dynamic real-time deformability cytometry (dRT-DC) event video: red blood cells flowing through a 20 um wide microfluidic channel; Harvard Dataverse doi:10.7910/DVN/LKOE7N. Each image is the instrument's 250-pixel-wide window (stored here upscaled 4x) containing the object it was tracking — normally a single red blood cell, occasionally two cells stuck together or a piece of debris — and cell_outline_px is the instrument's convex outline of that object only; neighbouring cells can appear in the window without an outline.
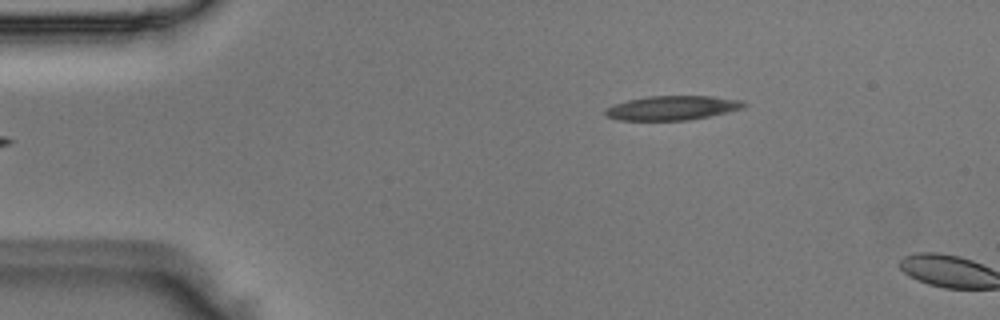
{"species": "Egyptian fruit bat (a non-hibernating species)", "species_latin": "Rousettus aegyptiacus", "temperature_condition": "room temperature", "stored_images_in_passage": 2, "camera_frame_rate_fps": 3000, "um_per_image_px": 0.085, "animal": {"sex": "male"}, "frame": {"image": 1, "passage_image": 2, "time_ms": 0.333, "image_size_px": [1000, 320], "cell_outline_px": [[748, 104], [744, 108], [708, 116], [688, 120], [616, 120], [604, 116], [604, 108], [628, 100], [648, 96], [712, 96], [744, 100]], "centroid_in_image_um": [57.14, 9.17], "position_along_channel_um": 27.9, "area_um2": 19.71}}